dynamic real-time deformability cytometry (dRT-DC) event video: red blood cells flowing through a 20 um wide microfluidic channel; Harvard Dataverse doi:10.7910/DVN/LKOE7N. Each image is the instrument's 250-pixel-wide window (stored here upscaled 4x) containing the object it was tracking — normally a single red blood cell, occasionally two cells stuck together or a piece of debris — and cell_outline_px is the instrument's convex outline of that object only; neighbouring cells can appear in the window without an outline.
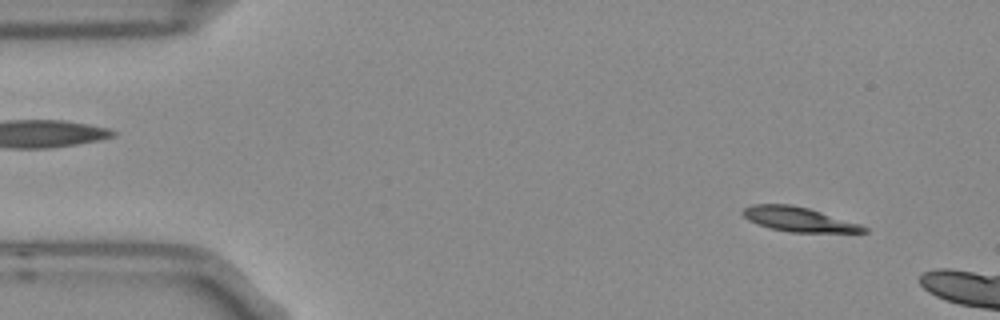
{"species": "Egyptian fruit bat (a non-hibernating species)", "species_latin": "Rousettus aegyptiacus", "temperature_condition": "room temperature", "stored_images_in_passage": 3, "camera_frame_rate_fps": 3000, "um_per_image_px": 0.085, "frame": {"image": 1, "passage_image": 1, "time_ms": 0.0, "image_size_px": [1000, 320], "cell_outline_px": [[868, 232], [788, 232], [768, 228], [756, 224], [748, 220], [740, 212], [744, 208], [752, 204], [788, 204], [808, 208], [860, 224], [868, 228]], "centroid_in_image_um": [67.83, 18.64], "position_along_channel_um": 17.2, "area_um2": 17.22}}